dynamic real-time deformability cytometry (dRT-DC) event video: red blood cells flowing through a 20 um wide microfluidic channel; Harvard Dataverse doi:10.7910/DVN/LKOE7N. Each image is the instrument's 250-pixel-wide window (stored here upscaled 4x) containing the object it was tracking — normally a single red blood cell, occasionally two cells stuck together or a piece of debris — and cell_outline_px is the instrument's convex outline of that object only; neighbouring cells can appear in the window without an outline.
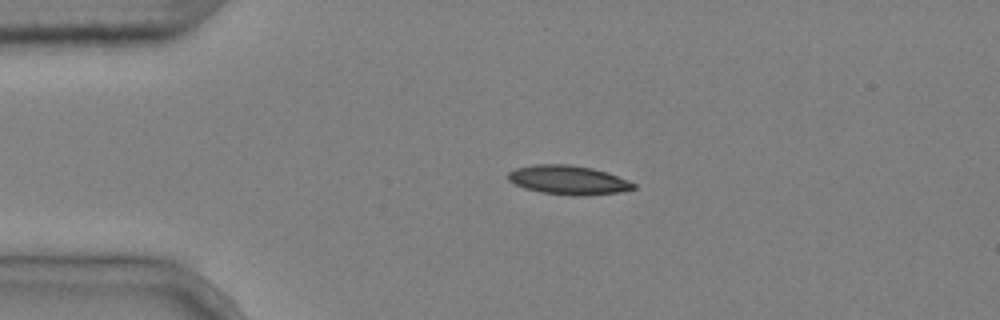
{"species": "common noctule bat (a hibernating species)", "species_latin": "Nyctalus noctula", "temperature_condition": "cold", "stored_images_in_passage": 3, "camera_frame_rate_fps": 3000, "um_per_image_px": 0.085, "animal": {"sex": "male", "body_mass_g": 20.4}, "frame": {"image": 1, "passage_image": 2, "time_ms": 0.333, "image_size_px": [1000, 320], "cell_outline_px": [[636, 188], [620, 192], [588, 196], [572, 196], [540, 192], [524, 188], [508, 180], [508, 172], [516, 168], [536, 164], [568, 164], [592, 168], [608, 172], [628, 180], [636, 184]], "centroid_in_image_um": [48.33, 15.31], "position_along_channel_um": 36.7, "area_um2": 21.44}}